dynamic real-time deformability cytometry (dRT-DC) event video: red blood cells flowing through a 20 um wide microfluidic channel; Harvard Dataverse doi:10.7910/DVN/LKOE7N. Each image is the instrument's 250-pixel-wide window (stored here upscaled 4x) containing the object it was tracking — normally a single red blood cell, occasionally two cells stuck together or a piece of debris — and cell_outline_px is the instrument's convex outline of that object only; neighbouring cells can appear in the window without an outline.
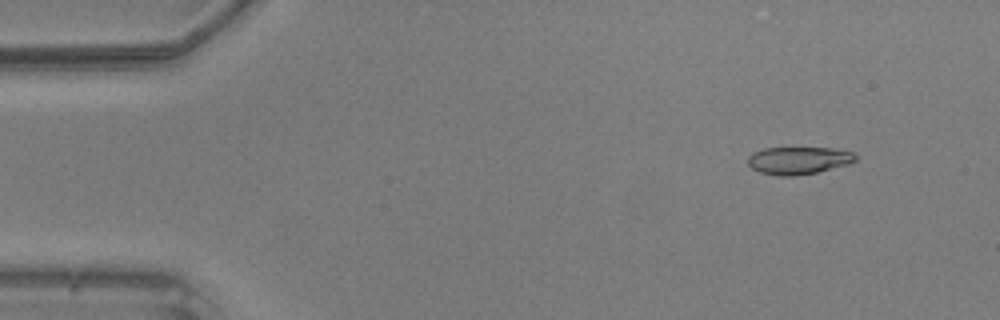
{"species": "common noctule bat (a hibernating species)", "species_latin": "Nyctalus noctula", "temperature_condition": "warm", "stored_images_in_passage": 49, "camera_frame_rate_fps": 3000, "um_per_image_px": 0.085, "animal": {"sex": "male", "body_mass_g": 20.5, "forearm_length_mm": 52.5}, "frame": {"image": 1, "passage_image": 5, "time_ms": 1.333, "image_size_px": [1000, 320], "cell_outline_px": [[856, 160], [848, 164], [816, 172], [792, 176], [776, 176], [760, 172], [752, 168], [748, 164], [748, 156], [752, 152], [764, 148], [832, 148], [852, 152], [856, 156]], "centroid_in_image_um": [67.83, 13.63], "position_along_channel_um": 17.2, "area_um2": 17.17}}
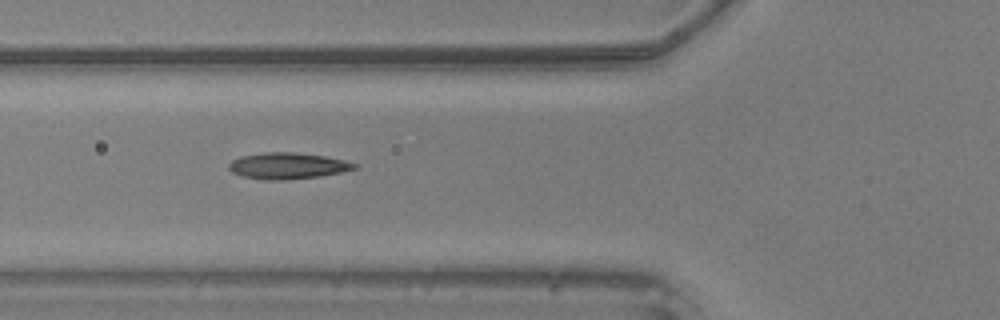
{"frame": {"image": 2, "passage_image": 18, "time_ms": 5.667, "image_size_px": [1000, 320], "cell_outline_px": [[356, 168], [340, 172], [320, 176], [280, 180], [272, 180], [244, 176], [232, 172], [228, 168], [228, 164], [232, 160], [240, 156], [264, 152], [292, 152], [324, 156], [344, 160], [356, 164]], "centroid_in_image_um": [24.41, 14.08], "position_along_channel_um": 101.4, "area_um2": 18.9}}
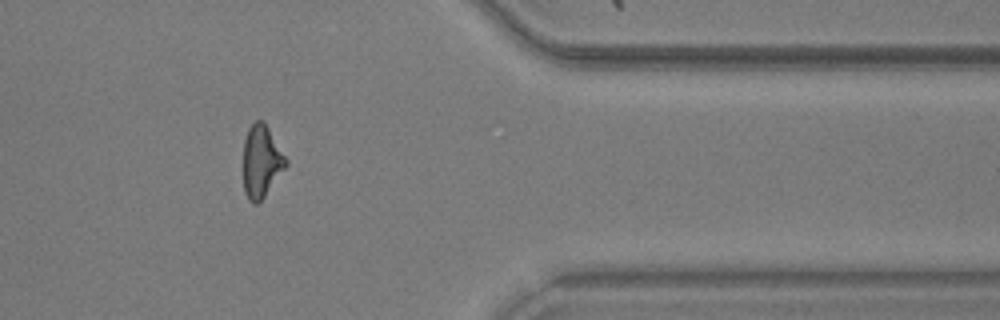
{"frame": {"image": 3, "passage_image": 40, "time_ms": 13.0, "image_size_px": [1000, 320], "cell_outline_px": [[288, 164], [264, 196], [256, 204], [252, 204], [248, 200], [244, 192], [244, 140], [248, 128], [256, 120], [264, 120], [288, 160]], "centroid_in_image_um": [22.22, 13.7], "position_along_channel_um": 389.2, "area_um2": 17.92}}